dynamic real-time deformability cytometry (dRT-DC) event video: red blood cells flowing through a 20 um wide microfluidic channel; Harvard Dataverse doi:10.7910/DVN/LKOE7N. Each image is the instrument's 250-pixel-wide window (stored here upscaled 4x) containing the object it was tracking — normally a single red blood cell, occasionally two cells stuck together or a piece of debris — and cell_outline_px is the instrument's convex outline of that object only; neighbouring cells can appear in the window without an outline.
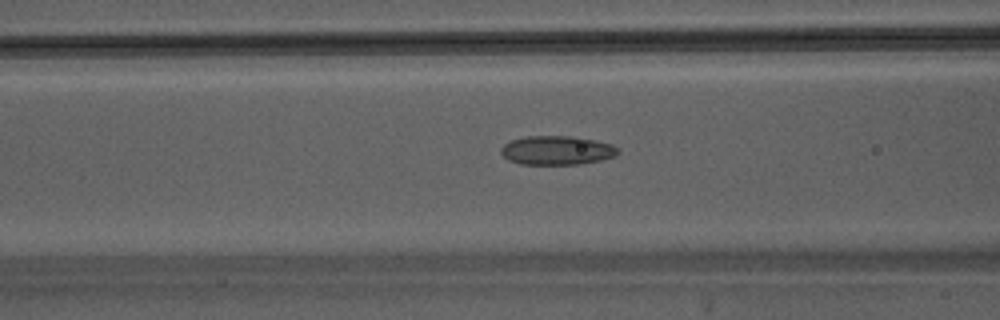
{"species": "Egyptian fruit bat (a non-hibernating species)", "species_latin": "Rousettus aegyptiacus", "temperature_condition": "warm", "stored_images_in_passage": 37, "camera_frame_rate_fps": 3000, "um_per_image_px": 0.085, "animal": {"sex": "male"}, "frame": {"image": 1, "passage_image": 10, "time_ms": 3.0, "image_size_px": [1000, 320], "cell_outline_px": [[620, 152], [616, 156], [600, 160], [580, 164], [520, 164], [508, 160], [500, 152], [500, 148], [504, 144], [512, 140], [524, 136], [572, 136], [596, 140], [612, 144], [620, 148]], "centroid_in_image_um": [47.36, 12.77], "position_along_channel_um": 119.2, "area_um2": 19.94}}
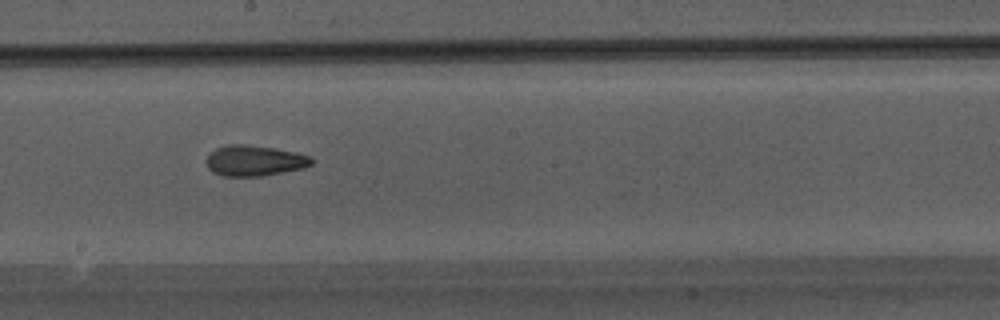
{"frame": {"image": 2, "passage_image": 17, "time_ms": 5.333, "image_size_px": [1000, 320], "cell_outline_px": [[312, 164], [304, 168], [260, 176], [224, 176], [212, 172], [208, 168], [208, 156], [216, 148], [228, 144], [244, 144], [276, 148], [296, 152], [312, 156]], "centroid_in_image_um": [21.66, 13.65], "position_along_channel_um": 226.5, "area_um2": 18.73}}
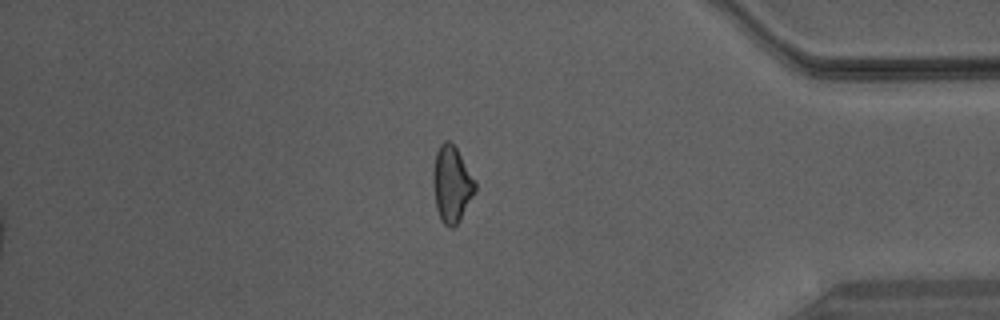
{"frame": {"image": 3, "passage_image": 30, "time_ms": 9.667, "image_size_px": [1000, 320], "cell_outline_px": [[476, 188], [460, 220], [452, 228], [448, 228], [440, 220], [436, 208], [432, 184], [432, 172], [436, 152], [440, 144], [444, 140], [448, 140], [456, 148], [476, 184]], "centroid_in_image_um": [38.35, 15.67], "position_along_channel_um": 396.9, "area_um2": 18.5}}